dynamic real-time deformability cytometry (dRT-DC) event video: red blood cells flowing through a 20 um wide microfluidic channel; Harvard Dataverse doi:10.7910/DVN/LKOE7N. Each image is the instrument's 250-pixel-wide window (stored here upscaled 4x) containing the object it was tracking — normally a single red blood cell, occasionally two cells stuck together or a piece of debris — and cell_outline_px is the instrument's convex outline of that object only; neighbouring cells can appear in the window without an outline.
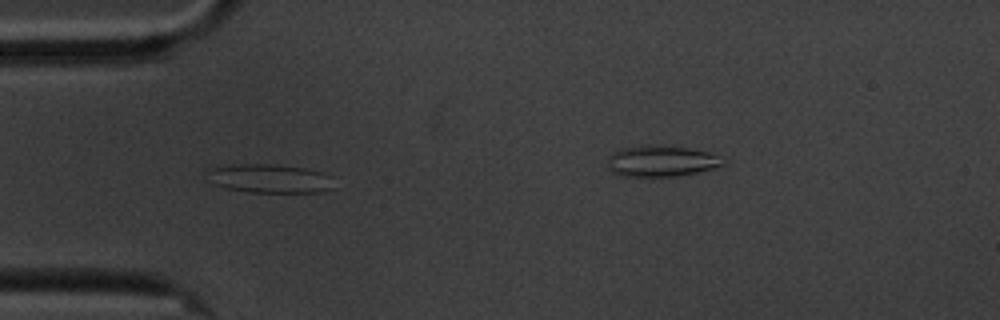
{"species": "common noctule bat (a hibernating species)", "species_latin": "Nyctalus noctula", "temperature_condition": "cold", "stored_images_in_passage": 51, "segment_of_instrument_passage": [1, 2], "camera_frame_rate_fps": 3000, "um_per_image_px": 0.085, "animal": {"sex": "male", "body_mass_g": 20.1, "forearm_length_mm": 53.5}, "frame": {"image": 1, "passage_image": 17, "time_ms": 5.333, "image_size_px": [1000, 320], "cell_outline_px": [[336, 188], [320, 192], [248, 192], [228, 188], [212, 184], [216, 168], [240, 164], [268, 164], [308, 168], [332, 176]], "centroid_in_image_um": [23.15, 15.2], "position_along_channel_um": 61.9, "area_um2": 20.69}}
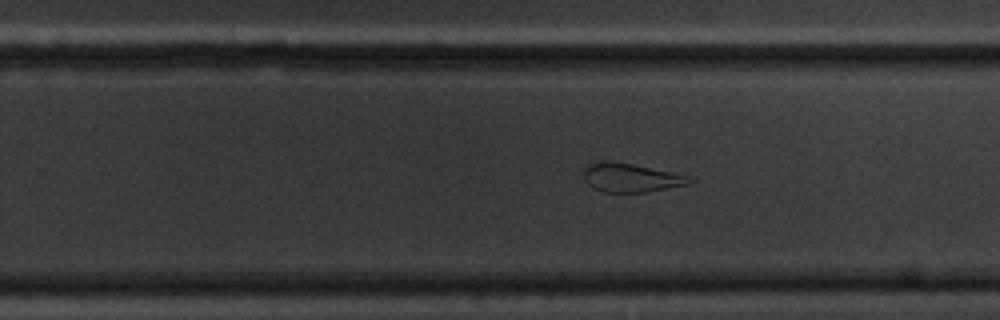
{"frame": {"image": 2, "passage_image": 36, "time_ms": 11.667, "image_size_px": [1000, 320], "cell_outline_px": [[696, 180], [688, 184], [648, 192], [604, 192], [592, 188], [584, 180], [584, 168], [588, 164], [600, 160], [604, 160], [632, 164], [696, 176]], "centroid_in_image_um": [53.68, 15.1], "position_along_channel_um": 276.1, "area_um2": 18.15}}
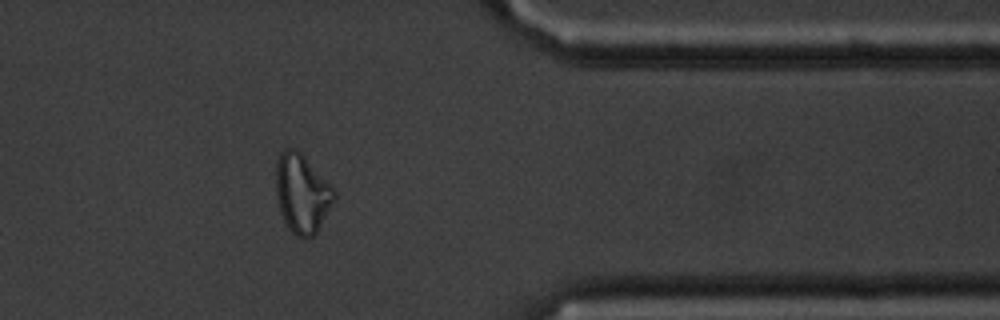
{"frame": {"image": 3, "passage_image": 47, "time_ms": 15.333, "image_size_px": [1000, 320], "cell_outline_px": [[336, 200], [316, 232], [308, 240], [304, 240], [296, 236], [288, 228], [280, 212], [276, 192], [276, 160], [280, 152], [284, 148], [296, 148], [304, 156], [336, 192]], "centroid_in_image_um": [25.66, 16.46], "position_along_channel_um": 385.7, "area_um2": 26.82}}